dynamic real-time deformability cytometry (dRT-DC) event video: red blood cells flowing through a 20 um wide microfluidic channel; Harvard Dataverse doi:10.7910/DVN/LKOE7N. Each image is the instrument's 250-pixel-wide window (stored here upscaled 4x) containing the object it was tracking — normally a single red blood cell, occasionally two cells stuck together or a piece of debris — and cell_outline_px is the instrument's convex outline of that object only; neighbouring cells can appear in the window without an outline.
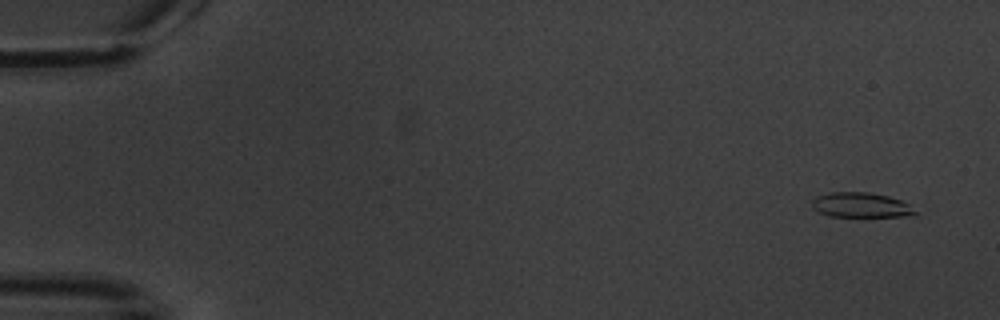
{"species": "common noctule bat (a hibernating species)", "species_latin": "Nyctalus noctula", "temperature_condition": "warm", "stored_images_in_passage": 5, "camera_frame_rate_fps": 3000, "um_per_image_px": 0.085, "animal": {"sex": "male", "body_mass_g": 20.1, "forearm_length_mm": 53.5}, "frame": {"image": 1, "passage_image": 1, "time_ms": 0.0, "image_size_px": [1000, 320], "cell_outline_px": [[916, 216], [832, 216], [820, 212], [812, 208], [812, 200], [816, 196], [832, 192], [868, 192], [888, 196], [900, 200], [908, 204], [916, 212]], "centroid_in_image_um": [73.17, 17.42], "position_along_channel_um": 11.8, "area_um2": 14.8}}
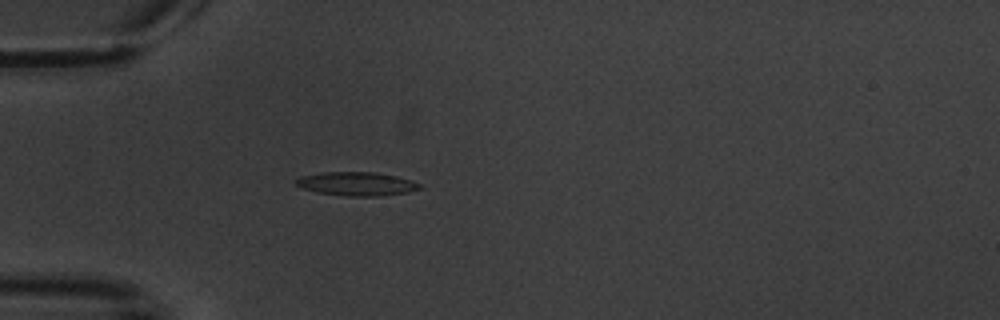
{"frame": {"image": 2, "passage_image": 5, "time_ms": 5.0, "image_size_px": [1000, 320], "cell_outline_px": [[424, 188], [408, 192], [380, 196], [348, 196], [316, 192], [304, 188], [296, 184], [296, 180], [300, 176], [320, 172], [372, 172], [396, 176], [412, 180], [420, 184]], "centroid_in_image_um": [30.35, 15.62], "position_along_channel_um": 54.7, "area_um2": 17.05}}